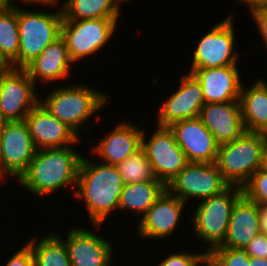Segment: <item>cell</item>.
Here are the masks:
<instances>
[{"instance_id":"cell-15","label":"cell","mask_w":267,"mask_h":266,"mask_svg":"<svg viewBox=\"0 0 267 266\" xmlns=\"http://www.w3.org/2000/svg\"><path fill=\"white\" fill-rule=\"evenodd\" d=\"M64 242L71 266H111L114 245L106 238L72 227Z\"/></svg>"},{"instance_id":"cell-5","label":"cell","mask_w":267,"mask_h":266,"mask_svg":"<svg viewBox=\"0 0 267 266\" xmlns=\"http://www.w3.org/2000/svg\"><path fill=\"white\" fill-rule=\"evenodd\" d=\"M63 14L34 12L18 7L19 68H24L61 36Z\"/></svg>"},{"instance_id":"cell-36","label":"cell","mask_w":267,"mask_h":266,"mask_svg":"<svg viewBox=\"0 0 267 266\" xmlns=\"http://www.w3.org/2000/svg\"><path fill=\"white\" fill-rule=\"evenodd\" d=\"M19 2L21 3H27V4H33V3H37V4H41V5H45V6H54V5H57V3L59 2V0H18ZM14 2H11L9 0V6H14V4H12Z\"/></svg>"},{"instance_id":"cell-40","label":"cell","mask_w":267,"mask_h":266,"mask_svg":"<svg viewBox=\"0 0 267 266\" xmlns=\"http://www.w3.org/2000/svg\"><path fill=\"white\" fill-rule=\"evenodd\" d=\"M9 120L4 116L2 111L0 110V133L4 130Z\"/></svg>"},{"instance_id":"cell-43","label":"cell","mask_w":267,"mask_h":266,"mask_svg":"<svg viewBox=\"0 0 267 266\" xmlns=\"http://www.w3.org/2000/svg\"><path fill=\"white\" fill-rule=\"evenodd\" d=\"M0 5H9V0H0Z\"/></svg>"},{"instance_id":"cell-8","label":"cell","mask_w":267,"mask_h":266,"mask_svg":"<svg viewBox=\"0 0 267 266\" xmlns=\"http://www.w3.org/2000/svg\"><path fill=\"white\" fill-rule=\"evenodd\" d=\"M229 186L215 163H188L166 188L186 203L189 198L202 201L220 194Z\"/></svg>"},{"instance_id":"cell-30","label":"cell","mask_w":267,"mask_h":266,"mask_svg":"<svg viewBox=\"0 0 267 266\" xmlns=\"http://www.w3.org/2000/svg\"><path fill=\"white\" fill-rule=\"evenodd\" d=\"M243 194L257 204H267V172L258 169L242 186Z\"/></svg>"},{"instance_id":"cell-14","label":"cell","mask_w":267,"mask_h":266,"mask_svg":"<svg viewBox=\"0 0 267 266\" xmlns=\"http://www.w3.org/2000/svg\"><path fill=\"white\" fill-rule=\"evenodd\" d=\"M188 163H215L219 145L199 117L169 126Z\"/></svg>"},{"instance_id":"cell-10","label":"cell","mask_w":267,"mask_h":266,"mask_svg":"<svg viewBox=\"0 0 267 266\" xmlns=\"http://www.w3.org/2000/svg\"><path fill=\"white\" fill-rule=\"evenodd\" d=\"M36 84L24 68L7 67L0 73V110L9 121H23L40 102Z\"/></svg>"},{"instance_id":"cell-7","label":"cell","mask_w":267,"mask_h":266,"mask_svg":"<svg viewBox=\"0 0 267 266\" xmlns=\"http://www.w3.org/2000/svg\"><path fill=\"white\" fill-rule=\"evenodd\" d=\"M118 18L63 20L61 37L73 62L102 49L116 31Z\"/></svg>"},{"instance_id":"cell-4","label":"cell","mask_w":267,"mask_h":266,"mask_svg":"<svg viewBox=\"0 0 267 266\" xmlns=\"http://www.w3.org/2000/svg\"><path fill=\"white\" fill-rule=\"evenodd\" d=\"M40 103L78 136L85 121L104 108L108 95L87 85L55 87Z\"/></svg>"},{"instance_id":"cell-33","label":"cell","mask_w":267,"mask_h":266,"mask_svg":"<svg viewBox=\"0 0 267 266\" xmlns=\"http://www.w3.org/2000/svg\"><path fill=\"white\" fill-rule=\"evenodd\" d=\"M253 21L256 23L259 33L267 48V6L259 5L250 9Z\"/></svg>"},{"instance_id":"cell-22","label":"cell","mask_w":267,"mask_h":266,"mask_svg":"<svg viewBox=\"0 0 267 266\" xmlns=\"http://www.w3.org/2000/svg\"><path fill=\"white\" fill-rule=\"evenodd\" d=\"M72 63L65 41L60 36L48 45L39 56L28 63L24 69L35 84H37V80H42L48 84L61 80V78H67Z\"/></svg>"},{"instance_id":"cell-37","label":"cell","mask_w":267,"mask_h":266,"mask_svg":"<svg viewBox=\"0 0 267 266\" xmlns=\"http://www.w3.org/2000/svg\"><path fill=\"white\" fill-rule=\"evenodd\" d=\"M239 1H240L239 3L247 4L249 9L259 5H265L267 3V0H239Z\"/></svg>"},{"instance_id":"cell-32","label":"cell","mask_w":267,"mask_h":266,"mask_svg":"<svg viewBox=\"0 0 267 266\" xmlns=\"http://www.w3.org/2000/svg\"><path fill=\"white\" fill-rule=\"evenodd\" d=\"M250 257L267 259V235L259 233L244 248Z\"/></svg>"},{"instance_id":"cell-18","label":"cell","mask_w":267,"mask_h":266,"mask_svg":"<svg viewBox=\"0 0 267 266\" xmlns=\"http://www.w3.org/2000/svg\"><path fill=\"white\" fill-rule=\"evenodd\" d=\"M237 65L194 69L191 74L202 87L205 103L239 101L242 80Z\"/></svg>"},{"instance_id":"cell-31","label":"cell","mask_w":267,"mask_h":266,"mask_svg":"<svg viewBox=\"0 0 267 266\" xmlns=\"http://www.w3.org/2000/svg\"><path fill=\"white\" fill-rule=\"evenodd\" d=\"M194 254L190 252H175L162 259L158 266H198L199 262L205 257L206 252Z\"/></svg>"},{"instance_id":"cell-20","label":"cell","mask_w":267,"mask_h":266,"mask_svg":"<svg viewBox=\"0 0 267 266\" xmlns=\"http://www.w3.org/2000/svg\"><path fill=\"white\" fill-rule=\"evenodd\" d=\"M142 133L131 123H118L100 143L92 147V153L103 160L101 163L117 165L142 148Z\"/></svg>"},{"instance_id":"cell-13","label":"cell","mask_w":267,"mask_h":266,"mask_svg":"<svg viewBox=\"0 0 267 266\" xmlns=\"http://www.w3.org/2000/svg\"><path fill=\"white\" fill-rule=\"evenodd\" d=\"M180 85L169 98L160 105L158 126L169 127L171 124L190 118L199 117L204 106V96L200 83L191 73L180 76Z\"/></svg>"},{"instance_id":"cell-12","label":"cell","mask_w":267,"mask_h":266,"mask_svg":"<svg viewBox=\"0 0 267 266\" xmlns=\"http://www.w3.org/2000/svg\"><path fill=\"white\" fill-rule=\"evenodd\" d=\"M142 133V149L152 165L155 177L166 186L188 164L185 153L175 141L169 127H160L146 141Z\"/></svg>"},{"instance_id":"cell-17","label":"cell","mask_w":267,"mask_h":266,"mask_svg":"<svg viewBox=\"0 0 267 266\" xmlns=\"http://www.w3.org/2000/svg\"><path fill=\"white\" fill-rule=\"evenodd\" d=\"M185 202L167 189L139 220L138 234L145 238H166L171 236L182 216Z\"/></svg>"},{"instance_id":"cell-16","label":"cell","mask_w":267,"mask_h":266,"mask_svg":"<svg viewBox=\"0 0 267 266\" xmlns=\"http://www.w3.org/2000/svg\"><path fill=\"white\" fill-rule=\"evenodd\" d=\"M37 149H53L74 146L78 135L66 124L54 117L40 102L25 119Z\"/></svg>"},{"instance_id":"cell-23","label":"cell","mask_w":267,"mask_h":266,"mask_svg":"<svg viewBox=\"0 0 267 266\" xmlns=\"http://www.w3.org/2000/svg\"><path fill=\"white\" fill-rule=\"evenodd\" d=\"M239 102L245 131L267 134L266 80L257 79L249 89L242 84Z\"/></svg>"},{"instance_id":"cell-28","label":"cell","mask_w":267,"mask_h":266,"mask_svg":"<svg viewBox=\"0 0 267 266\" xmlns=\"http://www.w3.org/2000/svg\"><path fill=\"white\" fill-rule=\"evenodd\" d=\"M116 167L123 179L124 185L158 180L142 148L123 162L118 163Z\"/></svg>"},{"instance_id":"cell-24","label":"cell","mask_w":267,"mask_h":266,"mask_svg":"<svg viewBox=\"0 0 267 266\" xmlns=\"http://www.w3.org/2000/svg\"><path fill=\"white\" fill-rule=\"evenodd\" d=\"M166 189V185L160 180L126 184L121 193L118 209L130 210L135 215L144 216Z\"/></svg>"},{"instance_id":"cell-1","label":"cell","mask_w":267,"mask_h":266,"mask_svg":"<svg viewBox=\"0 0 267 266\" xmlns=\"http://www.w3.org/2000/svg\"><path fill=\"white\" fill-rule=\"evenodd\" d=\"M123 187L116 165L91 162L83 156L74 197L84 199L94 228H101L109 213L118 210Z\"/></svg>"},{"instance_id":"cell-26","label":"cell","mask_w":267,"mask_h":266,"mask_svg":"<svg viewBox=\"0 0 267 266\" xmlns=\"http://www.w3.org/2000/svg\"><path fill=\"white\" fill-rule=\"evenodd\" d=\"M64 20L119 18V0H67L61 5Z\"/></svg>"},{"instance_id":"cell-41","label":"cell","mask_w":267,"mask_h":266,"mask_svg":"<svg viewBox=\"0 0 267 266\" xmlns=\"http://www.w3.org/2000/svg\"><path fill=\"white\" fill-rule=\"evenodd\" d=\"M261 169L264 170L265 172H267V147H266V150L264 153Z\"/></svg>"},{"instance_id":"cell-6","label":"cell","mask_w":267,"mask_h":266,"mask_svg":"<svg viewBox=\"0 0 267 266\" xmlns=\"http://www.w3.org/2000/svg\"><path fill=\"white\" fill-rule=\"evenodd\" d=\"M242 194L241 186L230 185L222 193L200 201L195 210L193 229L199 240L209 243L207 251L224 241L232 207Z\"/></svg>"},{"instance_id":"cell-21","label":"cell","mask_w":267,"mask_h":266,"mask_svg":"<svg viewBox=\"0 0 267 266\" xmlns=\"http://www.w3.org/2000/svg\"><path fill=\"white\" fill-rule=\"evenodd\" d=\"M259 233L258 204L242 194L232 207L224 241L217 247L245 248Z\"/></svg>"},{"instance_id":"cell-11","label":"cell","mask_w":267,"mask_h":266,"mask_svg":"<svg viewBox=\"0 0 267 266\" xmlns=\"http://www.w3.org/2000/svg\"><path fill=\"white\" fill-rule=\"evenodd\" d=\"M36 151L26 121H9L0 133V180L6 175L18 180Z\"/></svg>"},{"instance_id":"cell-9","label":"cell","mask_w":267,"mask_h":266,"mask_svg":"<svg viewBox=\"0 0 267 266\" xmlns=\"http://www.w3.org/2000/svg\"><path fill=\"white\" fill-rule=\"evenodd\" d=\"M233 16L218 22L207 34L203 35L194 49L191 73L194 69L218 68L237 65L238 52L234 49L235 33Z\"/></svg>"},{"instance_id":"cell-19","label":"cell","mask_w":267,"mask_h":266,"mask_svg":"<svg viewBox=\"0 0 267 266\" xmlns=\"http://www.w3.org/2000/svg\"><path fill=\"white\" fill-rule=\"evenodd\" d=\"M199 118L218 145L229 143L245 132L239 101L205 103Z\"/></svg>"},{"instance_id":"cell-29","label":"cell","mask_w":267,"mask_h":266,"mask_svg":"<svg viewBox=\"0 0 267 266\" xmlns=\"http://www.w3.org/2000/svg\"><path fill=\"white\" fill-rule=\"evenodd\" d=\"M206 254L217 266H249L250 256L244 248L214 247Z\"/></svg>"},{"instance_id":"cell-34","label":"cell","mask_w":267,"mask_h":266,"mask_svg":"<svg viewBox=\"0 0 267 266\" xmlns=\"http://www.w3.org/2000/svg\"><path fill=\"white\" fill-rule=\"evenodd\" d=\"M5 266H34V258L30 246L26 243L10 257Z\"/></svg>"},{"instance_id":"cell-3","label":"cell","mask_w":267,"mask_h":266,"mask_svg":"<svg viewBox=\"0 0 267 266\" xmlns=\"http://www.w3.org/2000/svg\"><path fill=\"white\" fill-rule=\"evenodd\" d=\"M267 134L245 131L237 139L219 145L215 164L230 185L243 186L262 167Z\"/></svg>"},{"instance_id":"cell-39","label":"cell","mask_w":267,"mask_h":266,"mask_svg":"<svg viewBox=\"0 0 267 266\" xmlns=\"http://www.w3.org/2000/svg\"><path fill=\"white\" fill-rule=\"evenodd\" d=\"M200 264V265H199ZM198 266H217V264L206 254L205 257L199 262Z\"/></svg>"},{"instance_id":"cell-27","label":"cell","mask_w":267,"mask_h":266,"mask_svg":"<svg viewBox=\"0 0 267 266\" xmlns=\"http://www.w3.org/2000/svg\"><path fill=\"white\" fill-rule=\"evenodd\" d=\"M34 238L29 239L34 266H71L68 252L63 238L51 233L36 242Z\"/></svg>"},{"instance_id":"cell-25","label":"cell","mask_w":267,"mask_h":266,"mask_svg":"<svg viewBox=\"0 0 267 266\" xmlns=\"http://www.w3.org/2000/svg\"><path fill=\"white\" fill-rule=\"evenodd\" d=\"M18 7L0 5V58L8 67L19 68Z\"/></svg>"},{"instance_id":"cell-2","label":"cell","mask_w":267,"mask_h":266,"mask_svg":"<svg viewBox=\"0 0 267 266\" xmlns=\"http://www.w3.org/2000/svg\"><path fill=\"white\" fill-rule=\"evenodd\" d=\"M82 158L71 146L37 149L18 182L36 196L49 195L70 185L76 187Z\"/></svg>"},{"instance_id":"cell-38","label":"cell","mask_w":267,"mask_h":266,"mask_svg":"<svg viewBox=\"0 0 267 266\" xmlns=\"http://www.w3.org/2000/svg\"><path fill=\"white\" fill-rule=\"evenodd\" d=\"M249 266H267V259L250 257Z\"/></svg>"},{"instance_id":"cell-42","label":"cell","mask_w":267,"mask_h":266,"mask_svg":"<svg viewBox=\"0 0 267 266\" xmlns=\"http://www.w3.org/2000/svg\"><path fill=\"white\" fill-rule=\"evenodd\" d=\"M8 66L4 63V61L0 58V73L3 72Z\"/></svg>"},{"instance_id":"cell-35","label":"cell","mask_w":267,"mask_h":266,"mask_svg":"<svg viewBox=\"0 0 267 266\" xmlns=\"http://www.w3.org/2000/svg\"><path fill=\"white\" fill-rule=\"evenodd\" d=\"M258 213L261 233L267 235V204H258Z\"/></svg>"}]
</instances>
